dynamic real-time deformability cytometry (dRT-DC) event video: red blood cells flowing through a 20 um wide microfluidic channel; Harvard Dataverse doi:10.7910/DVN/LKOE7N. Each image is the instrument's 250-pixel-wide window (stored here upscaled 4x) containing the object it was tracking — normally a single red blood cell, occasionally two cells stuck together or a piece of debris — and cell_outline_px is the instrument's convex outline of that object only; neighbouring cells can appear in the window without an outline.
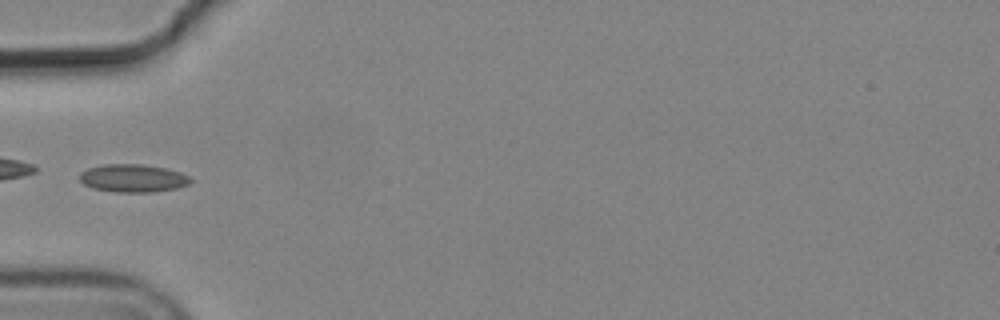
{"species": "common noctule bat (a hibernating species)", "species_latin": "Nyctalus noctula", "temperature_condition": "cold", "stored_images_in_passage": 9, "camera_frame_rate_fps": 3000, "um_per_image_px": 0.085, "animal": {"sex": "male", "body_mass_g": 19.2, "forearm_length_mm": 51.8}, "frame": {"image": 1, "passage_image": 6, "time_ms": 1.667, "image_size_px": [1000, 320], "cell_outline_px": [[196, 180], [188, 184], [176, 188], [156, 192], [112, 192], [92, 188], [84, 184], [80, 180], [80, 172], [88, 168], [104, 164], [140, 164], [168, 168], [180, 172]], "centroid_in_image_um": [11.32, 15.15], "position_along_channel_um": 73.7, "area_um2": 18.26}}
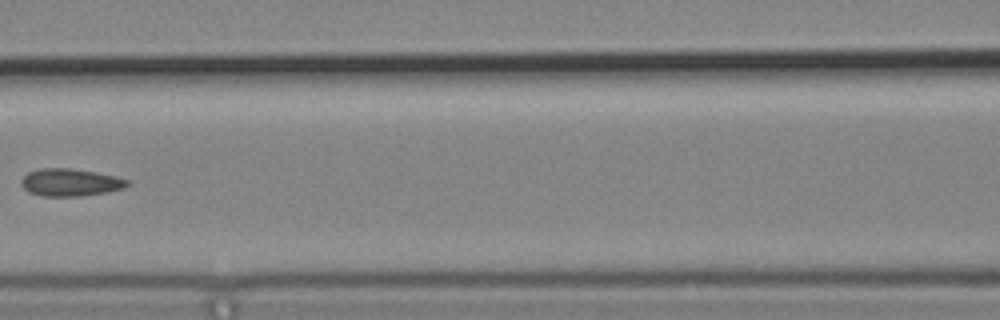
{"frame": {"image": 2, "passage_image": 8, "time_ms": 2.333, "image_size_px": [1000, 320], "cell_outline_px": [[132, 184], [124, 188], [108, 192], [80, 196], [44, 196], [28, 192], [20, 184], [20, 180], [28, 172], [40, 168], [68, 168], [96, 172], [116, 176], [128, 180]], "centroid_in_image_um": [5.99, 15.5], "position_along_channel_um": 160.6, "area_um2": 17.11}}
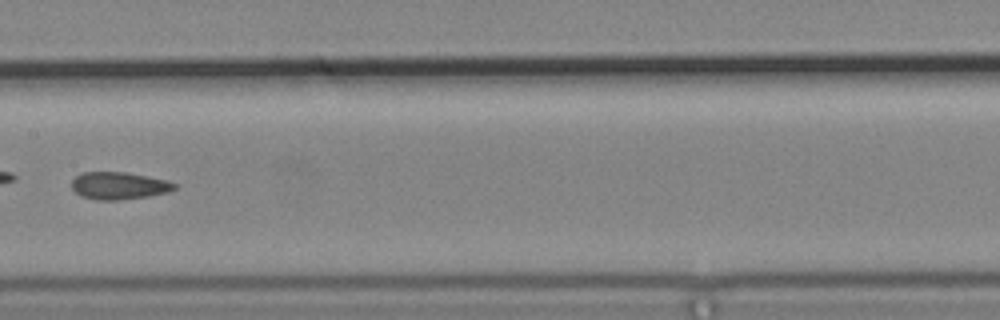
{"frame": {"image": 3, "passage_image": 9, "time_ms": 2.667, "image_size_px": [1000, 320], "cell_outline_px": [[176, 188], [168, 192], [148, 196], [116, 200], [96, 200], [80, 196], [72, 188], [72, 180], [76, 176], [84, 172], [128, 172], [148, 176], [164, 180], [176, 184]], "centroid_in_image_um": [10.09, 15.78], "position_along_channel_um": 197.3, "area_um2": 16.3}}